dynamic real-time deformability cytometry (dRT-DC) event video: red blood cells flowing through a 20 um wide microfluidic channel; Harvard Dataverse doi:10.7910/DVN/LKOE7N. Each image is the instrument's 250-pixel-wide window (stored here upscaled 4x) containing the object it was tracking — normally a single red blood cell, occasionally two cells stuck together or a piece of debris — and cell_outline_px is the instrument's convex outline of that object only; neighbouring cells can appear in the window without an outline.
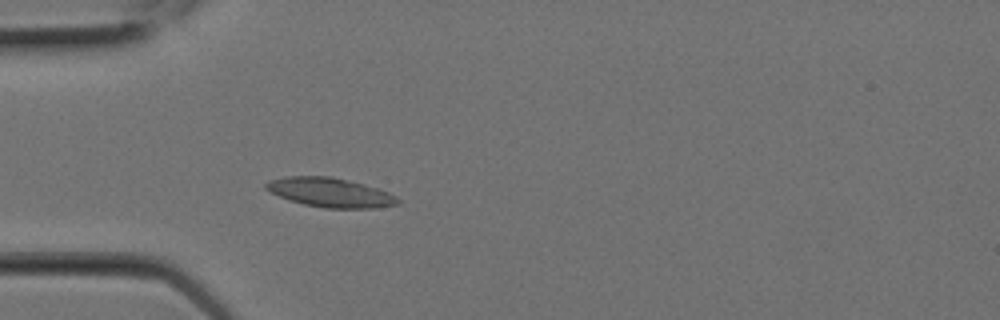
{"species": "Egyptian fruit bat (a non-hibernating species)", "species_latin": "Rousettus aegyptiacus", "temperature_condition": "room temperature", "stored_images_in_passage": 4, "camera_frame_rate_fps": 3000, "um_per_image_px": 0.085, "animal": {"sex": "female"}, "frame": {"image": 1, "passage_image": 4, "time_ms": 1.0, "image_size_px": [1000, 320], "cell_outline_px": [[400, 204], [376, 208], [324, 208], [304, 204], [280, 196], [264, 188], [264, 184], [268, 180], [284, 176], [332, 176], [364, 184], [388, 192], [396, 196], [400, 200]], "centroid_in_image_um": [28.08, 16.35], "position_along_channel_um": 56.9, "area_um2": 22.48}}